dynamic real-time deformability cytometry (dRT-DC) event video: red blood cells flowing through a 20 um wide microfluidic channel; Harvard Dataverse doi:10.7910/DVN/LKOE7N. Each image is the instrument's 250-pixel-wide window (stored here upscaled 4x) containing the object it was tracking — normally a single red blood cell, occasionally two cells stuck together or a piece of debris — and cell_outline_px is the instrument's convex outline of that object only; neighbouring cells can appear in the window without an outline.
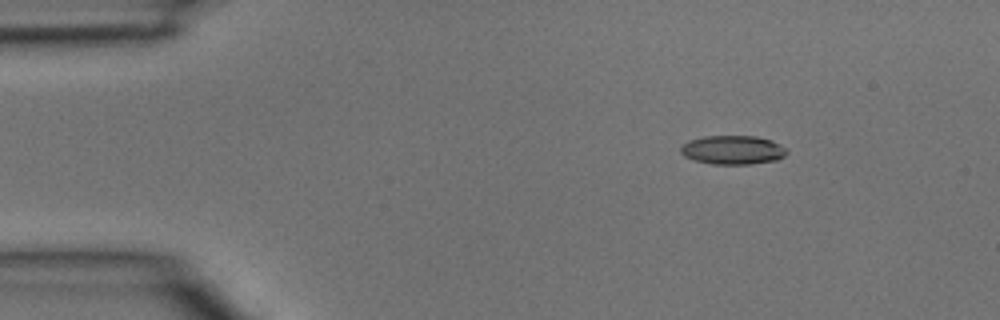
{"species": "common noctule bat (a hibernating species)", "species_latin": "Nyctalus noctula", "temperature_condition": "room temperature", "stored_images_in_passage": 5, "camera_frame_rate_fps": 3000, "um_per_image_px": 0.085, "animal": {"sex": "male", "body_mass_g": 15.6}, "frame": {"image": 1, "passage_image": 1, "time_ms": 0.0, "image_size_px": [1000, 320], "cell_outline_px": [[788, 152], [784, 156], [776, 160], [752, 164], [712, 164], [696, 160], [684, 156], [680, 152], [680, 148], [688, 140], [704, 136], [756, 136], [772, 140], [780, 144]], "centroid_in_image_um": [62.29, 12.74], "position_along_channel_um": 22.7, "area_um2": 17.86}}
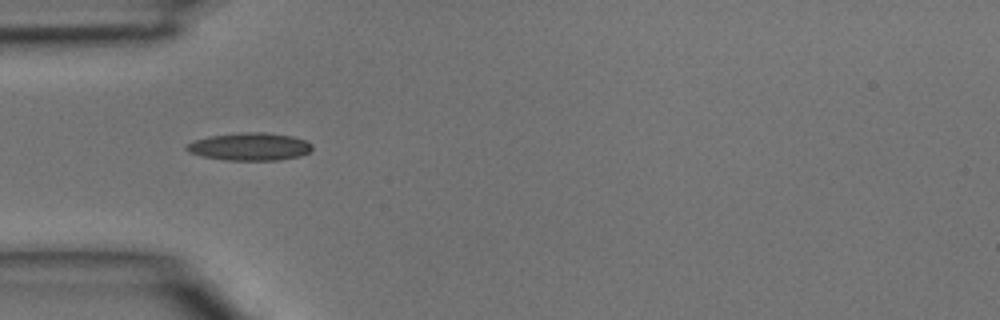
{"frame": {"image": 2, "passage_image": 3, "time_ms": 0.667, "image_size_px": [1000, 320], "cell_outline_px": [[312, 148], [308, 152], [300, 156], [280, 160], [224, 160], [204, 156], [188, 152], [184, 148], [188, 144], [196, 140], [212, 136], [244, 132], [264, 132], [292, 136], [304, 140], [312, 144]], "centroid_in_image_um": [21.25, 12.47], "position_along_channel_um": 63.8, "area_um2": 20.06}}